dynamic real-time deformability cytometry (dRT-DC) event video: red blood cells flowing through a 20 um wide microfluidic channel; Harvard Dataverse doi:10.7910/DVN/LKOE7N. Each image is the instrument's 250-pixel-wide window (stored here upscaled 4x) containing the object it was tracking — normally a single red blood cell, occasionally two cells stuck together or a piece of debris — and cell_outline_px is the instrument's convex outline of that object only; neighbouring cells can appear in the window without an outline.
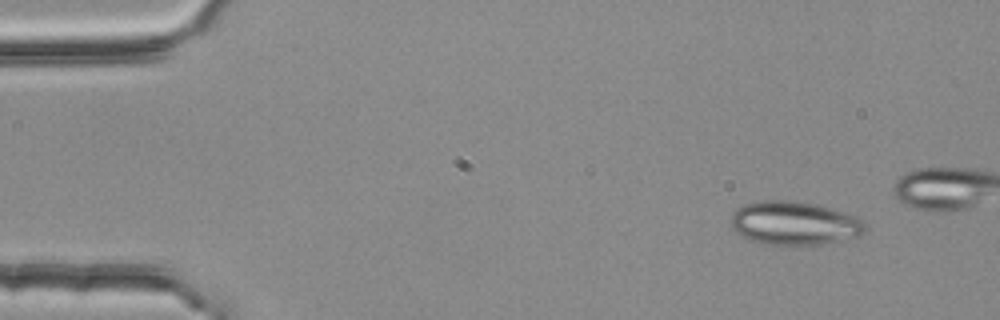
{"species": "common noctule bat (a hibernating species)", "species_latin": "Nyctalus noctula", "temperature_condition": "room temperature", "stored_images_in_passage": 6, "camera_frame_rate_fps": 3000, "um_per_image_px": 0.085, "animal": {"sex": "female", "body_mass_g": 25.1}, "frame": {"image": 1, "passage_image": 1, "time_ms": 0.0, "image_size_px": [1000, 320], "cell_outline_px": [[864, 232], [860, 236], [820, 244], [764, 244], [748, 240], [736, 232], [732, 228], [732, 212], [736, 208], [744, 204], [760, 200], [780, 200], [812, 204], [828, 208], [852, 216], [860, 220], [864, 224]], "centroid_in_image_um": [67.43, 18.98], "position_along_channel_um": 17.6, "area_um2": 33.41}}